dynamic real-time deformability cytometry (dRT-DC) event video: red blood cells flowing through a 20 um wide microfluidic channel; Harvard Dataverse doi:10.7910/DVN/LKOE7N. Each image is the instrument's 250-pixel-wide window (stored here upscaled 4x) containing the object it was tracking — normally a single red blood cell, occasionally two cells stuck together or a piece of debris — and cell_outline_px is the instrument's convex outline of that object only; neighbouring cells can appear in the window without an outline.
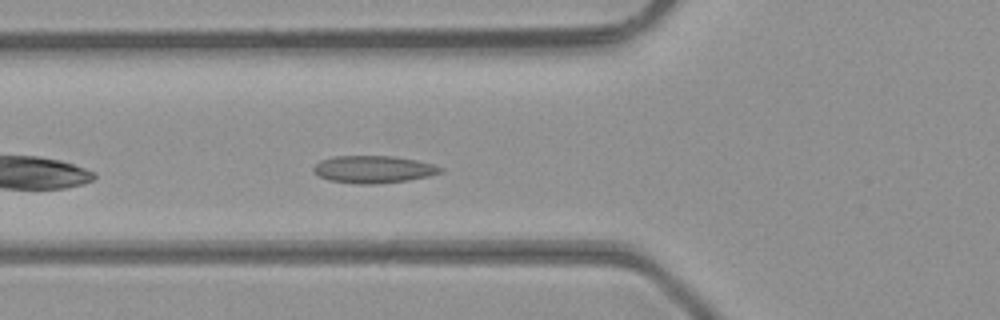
{"species": "common noctule bat (a hibernating species)", "species_latin": "Nyctalus noctula", "temperature_condition": "room temperature", "stored_images_in_passage": 11, "camera_frame_rate_fps": 3000, "um_per_image_px": 0.085, "animal": {"sex": "male", "body_mass_g": 23.1, "forearm_length_mm": 52.7}, "frame": {"image": 1, "passage_image": 5, "time_ms": 1.333, "image_size_px": [1000, 320], "cell_outline_px": [[444, 172], [428, 176], [408, 180], [376, 184], [356, 184], [328, 180], [312, 172], [312, 168], [320, 160], [332, 156], [396, 156], [416, 160], [432, 164], [444, 168]], "centroid_in_image_um": [31.73, 14.39], "position_along_channel_um": 94.1, "area_um2": 20.4}}
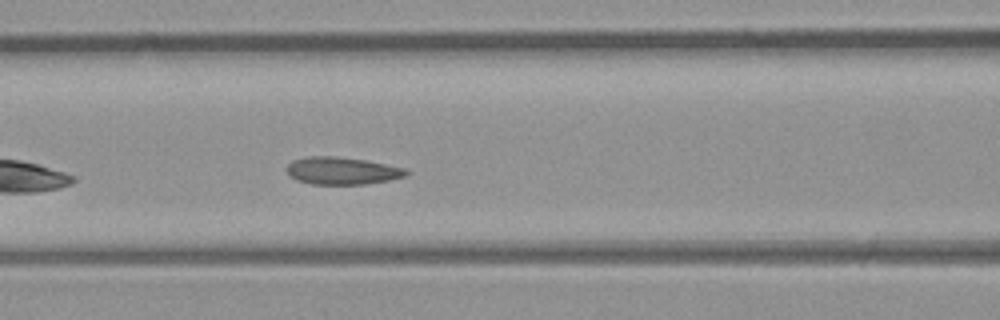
{"frame": {"image": 2, "passage_image": 8, "time_ms": 2.333, "image_size_px": [1000, 320], "cell_outline_px": [[408, 172], [404, 176], [388, 180], [364, 184], [312, 184], [296, 180], [288, 176], [284, 168], [292, 160], [308, 156], [336, 156], [364, 160], [404, 168]], "centroid_in_image_um": [28.97, 14.51], "position_along_channel_um": 137.6, "area_um2": 19.02}}